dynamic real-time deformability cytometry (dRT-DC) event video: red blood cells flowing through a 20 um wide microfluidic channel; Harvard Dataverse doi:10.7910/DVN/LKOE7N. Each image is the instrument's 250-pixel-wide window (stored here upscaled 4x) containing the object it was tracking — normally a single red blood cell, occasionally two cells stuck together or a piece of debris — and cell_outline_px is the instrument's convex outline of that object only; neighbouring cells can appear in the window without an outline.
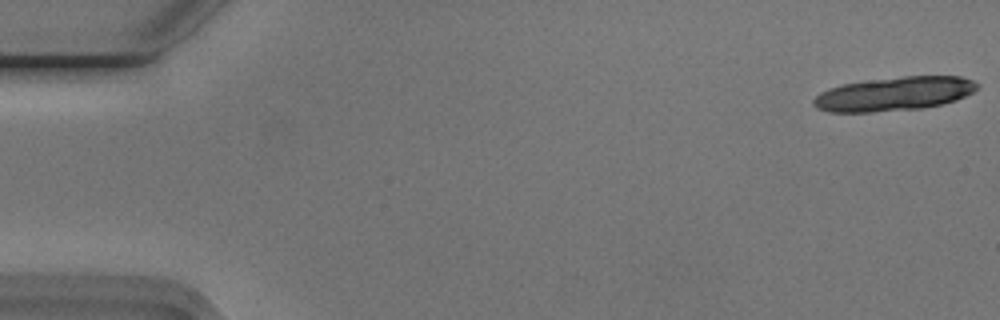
{"species": "Egyptian fruit bat (a non-hibernating species)", "species_latin": "Rousettus aegyptiacus", "temperature_condition": "cold", "stored_images_in_passage": 19, "camera_frame_rate_fps": 3000, "um_per_image_px": 0.085, "animal": {"sex": "male"}, "frame": {"image": 1, "passage_image": 1, "time_ms": 0.0, "image_size_px": [1000, 320], "cell_outline_px": [[980, 84], [972, 92], [956, 100], [940, 104], [920, 108], [868, 112], [828, 112], [816, 108], [812, 104], [812, 100], [820, 92], [828, 88], [840, 84], [864, 80], [904, 76], [960, 76], [972, 80]], "centroid_in_image_um": [75.94, 7.96], "position_along_channel_um": 9.1, "area_um2": 32.37}}